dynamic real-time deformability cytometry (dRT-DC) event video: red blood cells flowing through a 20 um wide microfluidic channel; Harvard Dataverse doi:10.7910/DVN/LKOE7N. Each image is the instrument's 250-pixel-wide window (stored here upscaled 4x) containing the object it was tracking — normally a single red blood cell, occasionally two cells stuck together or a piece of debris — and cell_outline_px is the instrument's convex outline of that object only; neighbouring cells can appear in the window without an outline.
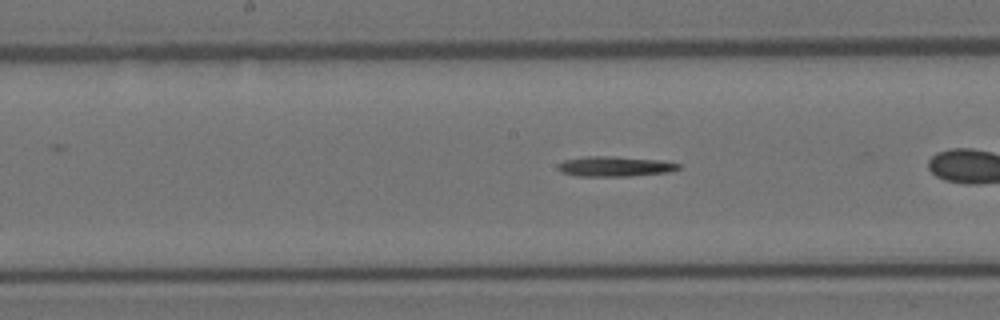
{"species": "Egyptian fruit bat (a non-hibernating species)", "species_latin": "Rousettus aegyptiacus", "temperature_condition": "room temperature", "stored_images_in_passage": 37, "camera_frame_rate_fps": 3000, "um_per_image_px": 0.085, "animal": {"sex": "female"}, "frame": {"image": 1, "passage_image": 11, "time_ms": 3.333, "image_size_px": [1000, 320], "cell_outline_px": [[680, 168], [672, 172], [628, 176], [576, 176], [560, 172], [556, 168], [556, 164], [564, 160], [588, 156], [612, 156], [660, 160], [680, 164]], "centroid_in_image_um": [52.23, 14.15], "position_along_channel_um": 196.0, "area_um2": 14.28}}